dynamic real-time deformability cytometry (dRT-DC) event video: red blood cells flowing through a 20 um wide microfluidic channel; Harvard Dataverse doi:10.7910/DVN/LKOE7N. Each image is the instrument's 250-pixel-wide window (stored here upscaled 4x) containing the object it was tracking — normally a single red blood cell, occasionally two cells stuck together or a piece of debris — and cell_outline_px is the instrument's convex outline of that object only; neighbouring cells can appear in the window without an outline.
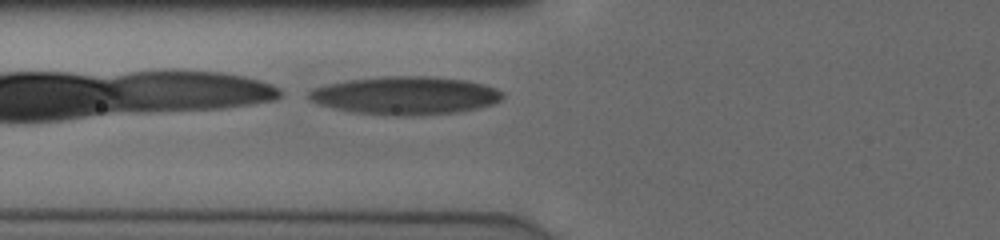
{"species": "human", "species_latin": "Homo sapiens", "temperature_condition": "cold", "stored_images_in_passage": 11, "camera_frame_rate_fps": 3000, "um_per_image_px": 0.085, "donor": {"sex": "male"}, "frame": {"image": 1, "passage_image": 11, "time_ms": 3.333, "image_size_px": [1000, 240], "cell_outline_px": [[504, 96], [500, 100], [492, 104], [476, 108], [456, 112], [412, 116], [396, 116], [356, 112], [336, 108], [320, 104], [312, 100], [308, 96], [308, 92], [312, 88], [328, 84], [348, 80], [384, 76], [428, 76], [468, 80], [484, 84], [496, 88], [504, 92]], "centroid_in_image_um": [34.5, 8.11], "position_along_channel_um": 91.3, "area_um2": 42.83}}